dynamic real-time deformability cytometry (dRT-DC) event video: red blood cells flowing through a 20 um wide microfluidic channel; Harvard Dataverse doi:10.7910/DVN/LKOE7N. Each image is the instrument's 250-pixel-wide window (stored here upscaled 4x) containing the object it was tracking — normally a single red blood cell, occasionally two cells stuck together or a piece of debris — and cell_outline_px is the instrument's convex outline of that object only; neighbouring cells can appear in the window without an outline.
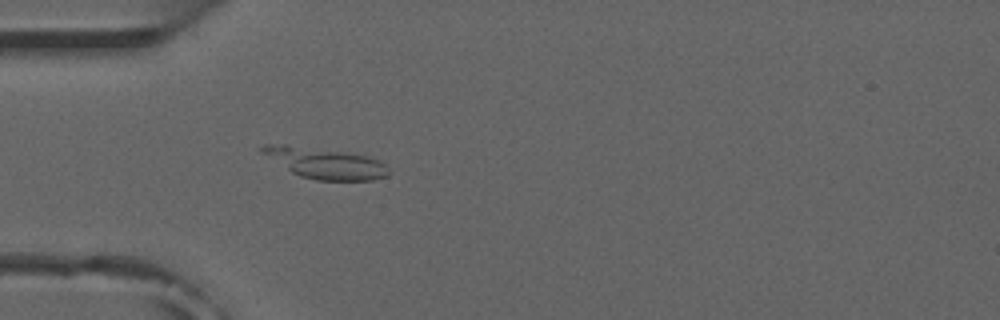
{"species": "common noctule bat (a hibernating species)", "species_latin": "Nyctalus noctula", "temperature_condition": "room temperature", "stored_images_in_passage": 5, "camera_frame_rate_fps": 3000, "um_per_image_px": 0.085, "animal": {"sex": "male", "forearm_length_mm": 52.5}, "frame": {"image": 1, "passage_image": 5, "time_ms": 5.333, "image_size_px": [1000, 320], "cell_outline_px": [[388, 176], [372, 180], [316, 180], [300, 176], [292, 172], [260, 152], [260, 148], [264, 144], [288, 144], [344, 152], [364, 156], [376, 160], [384, 164], [388, 168]], "centroid_in_image_um": [27.6, 13.87], "position_along_channel_um": 57.4, "area_um2": 22.31}}